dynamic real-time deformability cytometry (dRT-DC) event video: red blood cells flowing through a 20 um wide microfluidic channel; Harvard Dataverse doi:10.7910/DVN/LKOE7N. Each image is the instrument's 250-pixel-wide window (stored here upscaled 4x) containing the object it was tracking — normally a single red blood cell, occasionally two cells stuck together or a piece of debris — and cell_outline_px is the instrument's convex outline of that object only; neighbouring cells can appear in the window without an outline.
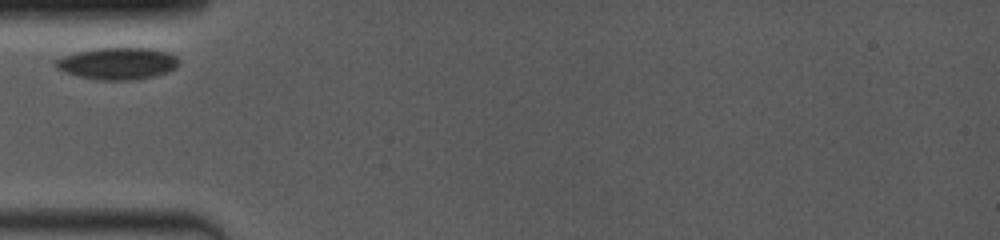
{"species": "common noctule bat (a hibernating species)", "species_latin": "Nyctalus noctula", "temperature_condition": "room temperature", "stored_images_in_passage": 4, "camera_frame_rate_fps": 4000, "um_per_image_px": 0.085, "animal": {"sex": "female", "body_mass_g": 19.0, "forearm_length_mm": 53.3}, "frame": {"image": 1, "passage_image": 1, "time_ms": 0.0, "image_size_px": [1000, 240], "cell_outline_px": [[180, 60], [176, 68], [168, 72], [136, 80], [100, 80], [80, 76], [64, 72], [56, 68], [52, 64], [52, 60], [76, 52], [96, 48], [148, 48], [168, 52], [176, 56]], "centroid_in_image_um": [9.98, 5.39], "position_along_channel_um": 75.0, "area_um2": 23.06}}
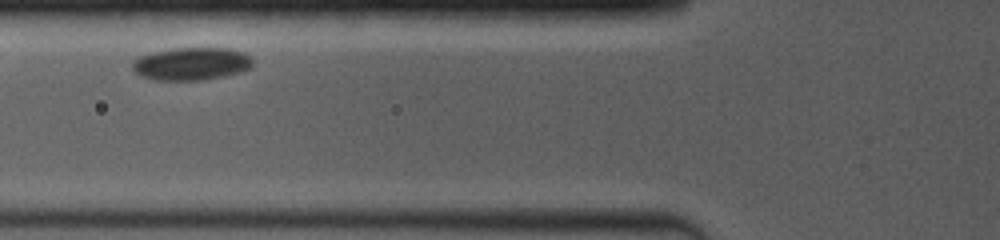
{"frame": {"image": 2, "passage_image": 2, "time_ms": 1.0, "image_size_px": [1000, 240], "cell_outline_px": [[252, 68], [240, 72], [224, 76], [200, 80], [152, 80], [140, 76], [132, 68], [132, 60], [136, 56], [176, 48], [228, 48], [244, 52], [252, 60]], "centroid_in_image_um": [16.25, 5.42], "position_along_channel_um": 109.6, "area_um2": 23.06}}
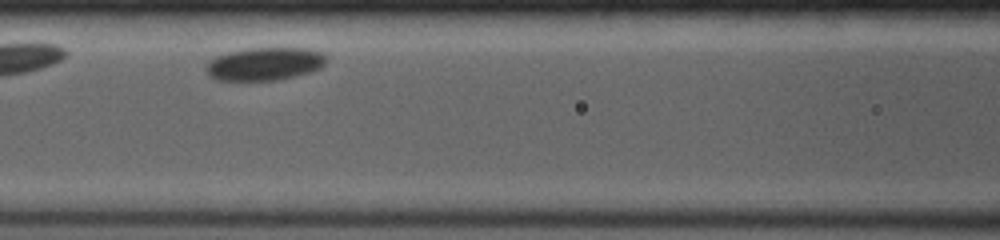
{"frame": {"image": 3, "passage_image": 3, "time_ms": 2.0, "image_size_px": [1000, 240], "cell_outline_px": [[328, 60], [320, 68], [312, 72], [296, 76], [276, 80], [216, 80], [208, 76], [204, 68], [208, 60], [216, 56], [228, 52], [244, 48], [308, 48], [320, 52]], "centroid_in_image_um": [22.46, 5.43], "position_along_channel_um": 144.1, "area_um2": 23.41}}